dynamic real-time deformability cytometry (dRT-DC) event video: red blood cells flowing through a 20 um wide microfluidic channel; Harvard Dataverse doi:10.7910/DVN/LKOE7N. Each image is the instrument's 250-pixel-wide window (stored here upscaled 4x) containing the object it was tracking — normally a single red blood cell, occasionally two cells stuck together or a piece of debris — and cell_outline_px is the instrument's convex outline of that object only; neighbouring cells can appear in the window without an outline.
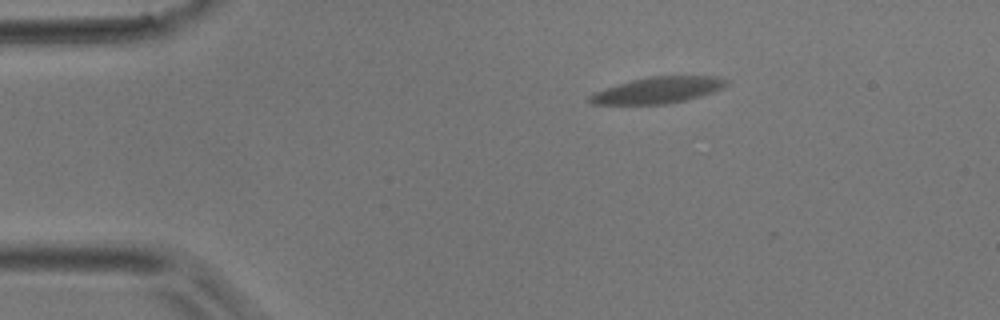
{"species": "common noctule bat (a hibernating species)", "species_latin": "Nyctalus noctula", "temperature_condition": "room temperature", "stored_images_in_passage": 5, "camera_frame_rate_fps": 3000, "um_per_image_px": 0.085, "animal": {"sex": "male", "body_mass_g": 17.9}, "frame": {"image": 1, "passage_image": 2, "time_ms": 0.333, "image_size_px": [1000, 320], "cell_outline_px": [[728, 84], [712, 92], [700, 96], [684, 100], [664, 104], [592, 104], [588, 100], [588, 96], [592, 92], [632, 80], [648, 76], [720, 76], [728, 80]], "centroid_in_image_um": [55.9, 7.65], "position_along_channel_um": 29.1, "area_um2": 20.81}}
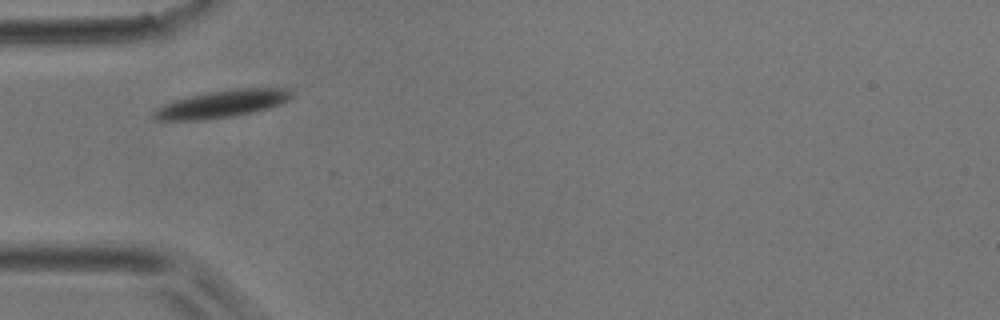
{"frame": {"image": 2, "passage_image": 4, "time_ms": 1.0, "image_size_px": [1000, 320], "cell_outline_px": [[292, 96], [288, 100], [280, 104], [268, 108], [252, 112], [232, 116], [208, 120], [152, 120], [152, 112], [156, 108], [164, 104], [188, 96], [236, 88], [288, 88], [292, 92]], "centroid_in_image_um": [18.84, 8.84], "position_along_channel_um": 66.2, "area_um2": 21.91}}
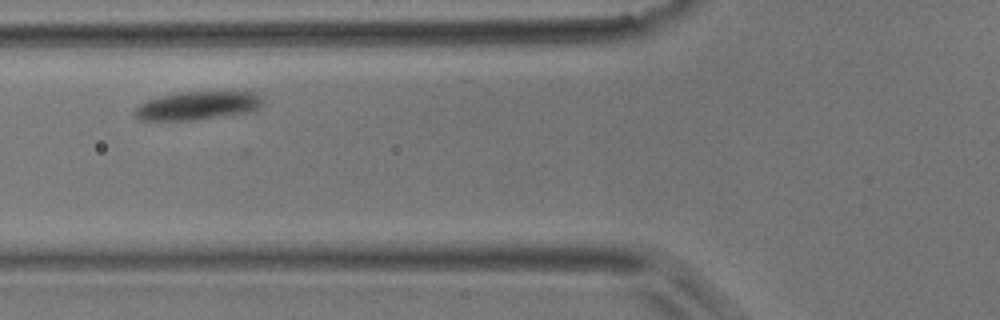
{"frame": {"image": 3, "passage_image": 5, "time_ms": 1.333, "image_size_px": [1000, 320], "cell_outline_px": [[264, 104], [260, 108], [248, 112], [196, 120], [136, 120], [132, 112], [140, 104], [148, 100], [160, 96], [184, 92], [260, 92], [264, 100]], "centroid_in_image_um": [16.82, 8.98], "position_along_channel_um": 109.0, "area_um2": 21.33}}